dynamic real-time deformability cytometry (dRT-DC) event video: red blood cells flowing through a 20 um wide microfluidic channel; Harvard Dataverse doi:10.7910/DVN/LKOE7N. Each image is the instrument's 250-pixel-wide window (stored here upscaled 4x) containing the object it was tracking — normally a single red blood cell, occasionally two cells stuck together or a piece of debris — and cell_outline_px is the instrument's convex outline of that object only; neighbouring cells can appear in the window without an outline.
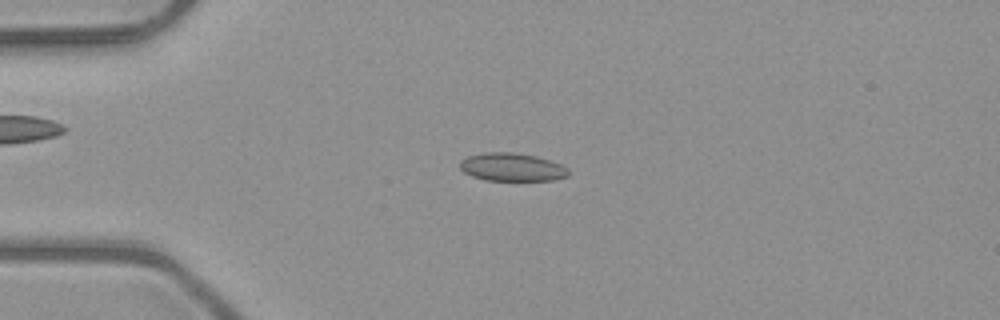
{"species": "common noctule bat (a hibernating species)", "species_latin": "Nyctalus noctula", "temperature_condition": "room temperature", "stored_images_in_passage": 51, "camera_frame_rate_fps": 3000, "um_per_image_px": 0.085, "animal": {"sex": "male", "body_mass_g": 23.1, "forearm_length_mm": 52.7}, "frame": {"image": 1, "passage_image": 13, "time_ms": 4.0, "image_size_px": [1000, 320], "cell_outline_px": [[568, 176], [552, 180], [484, 180], [472, 176], [464, 172], [460, 168], [460, 160], [468, 156], [484, 152], [512, 152], [536, 156], [560, 164], [568, 168]], "centroid_in_image_um": [43.49, 14.2], "position_along_channel_um": 41.5, "area_um2": 17.69}}
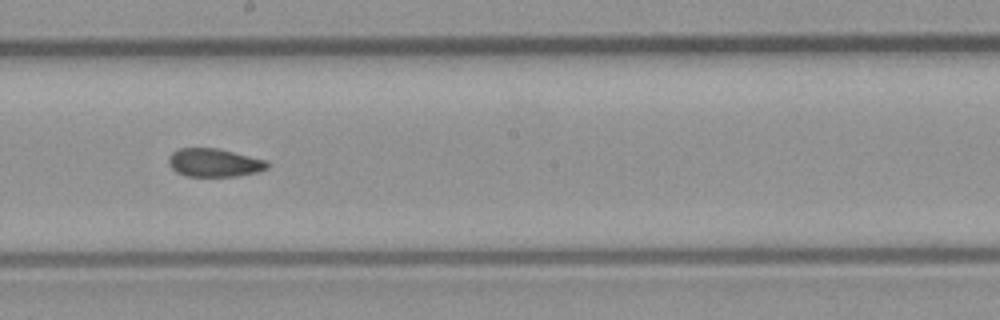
{"frame": {"image": 2, "passage_image": 29, "time_ms": 9.333, "image_size_px": [1000, 320], "cell_outline_px": [[268, 168], [256, 172], [236, 176], [188, 176], [176, 172], [168, 164], [168, 156], [172, 152], [180, 148], [220, 148], [268, 160]], "centroid_in_image_um": [18.21, 13.81], "position_along_channel_um": 230.0, "area_um2": 16.42}}
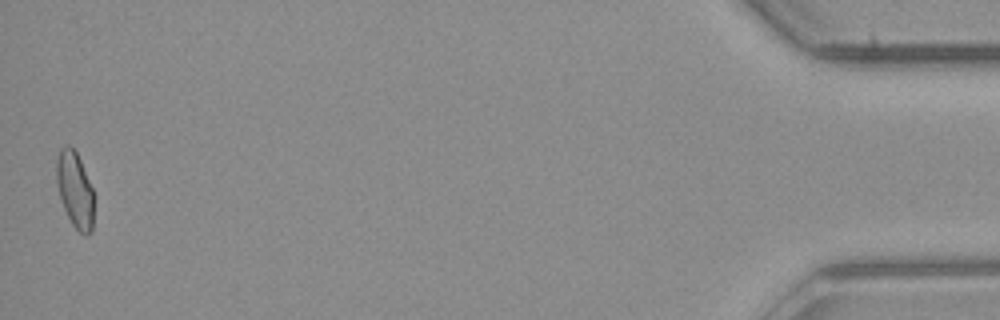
{"frame": {"image": 3, "passage_image": 51, "time_ms": 16.667, "image_size_px": [1000, 320], "cell_outline_px": [[96, 196], [92, 232], [88, 236], [84, 236], [72, 224], [64, 208], [60, 196], [56, 180], [56, 160], [60, 148], [64, 144], [68, 144], [76, 152], [80, 160]], "centroid_in_image_um": [6.41, 16.16], "position_along_channel_um": 428.8, "area_um2": 16.99}, "authors_computed_cell_mechanics": {"area_um2": 16.9354, "velocity_mm_per_s": 4.0396, "shape_relaxation_time_tau1_ms": null, "shape_relaxation_time_tau2_ms": 2.9553, "deformation_change_tau1": null, "deformation_change_tau2": 0.0577}}